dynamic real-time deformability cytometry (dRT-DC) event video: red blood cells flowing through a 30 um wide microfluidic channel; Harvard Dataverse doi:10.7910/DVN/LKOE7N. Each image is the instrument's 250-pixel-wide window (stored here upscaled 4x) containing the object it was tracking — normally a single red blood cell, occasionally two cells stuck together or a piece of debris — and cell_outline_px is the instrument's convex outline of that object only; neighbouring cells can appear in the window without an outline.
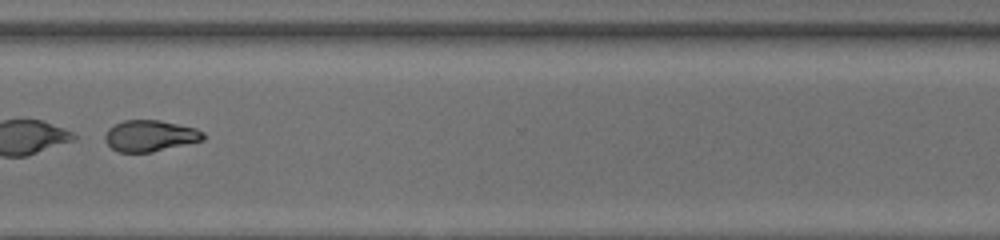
{"species": "common noctule bat (a hibernating species)", "species_latin": "Nyctalus noctula", "temperature_condition": "room temperature", "stored_images_in_passage": 46, "segment_of_instrument_passage": [2, 2], "camera_frame_rate_fps": 3000, "um_per_image_px": 0.085, "animal": {"sex": "female", "body_mass_g": 20.0, "forearm_length_mm": 54.0}, "frame": {"image": 1, "passage_image": 36, "time_ms": 11.667, "image_size_px": [1000, 240], "cell_outline_px": [[208, 136], [204, 140], [152, 152], [120, 152], [112, 148], [104, 140], [104, 136], [108, 128], [124, 120], [160, 120], [196, 128], [204, 132]], "centroid_in_image_um": [12.79, 11.54], "position_along_channel_um": 357.8, "area_um2": 17.98}}